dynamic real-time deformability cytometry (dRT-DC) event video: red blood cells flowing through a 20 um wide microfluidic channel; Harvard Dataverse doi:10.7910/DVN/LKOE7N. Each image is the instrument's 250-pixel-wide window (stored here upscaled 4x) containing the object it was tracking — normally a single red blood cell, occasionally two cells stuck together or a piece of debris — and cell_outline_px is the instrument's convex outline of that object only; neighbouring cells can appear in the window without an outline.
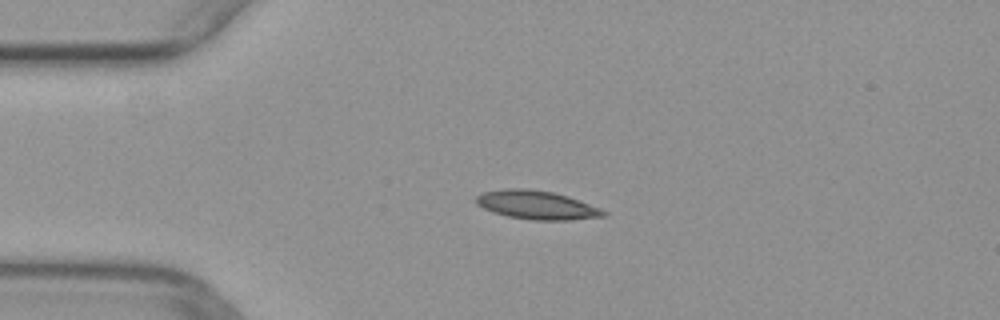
{"species": "common noctule bat (a hibernating species)", "species_latin": "Nyctalus noctula", "temperature_condition": "warm", "stored_images_in_passage": 29, "camera_frame_rate_fps": 3000, "um_per_image_px": 0.085, "animal": {"sex": "female", "body_mass_g": 29.2, "forearm_length_mm": 56.3}, "frame": {"image": 1, "passage_image": 2, "time_ms": 0.333, "image_size_px": [1000, 320], "cell_outline_px": [[608, 212], [604, 216], [572, 220], [532, 220], [508, 216], [492, 212], [476, 204], [472, 200], [480, 192], [504, 188], [528, 188], [552, 192], [568, 196], [600, 208]], "centroid_in_image_um": [45.56, 17.41], "position_along_channel_um": 39.4, "area_um2": 21.5}}
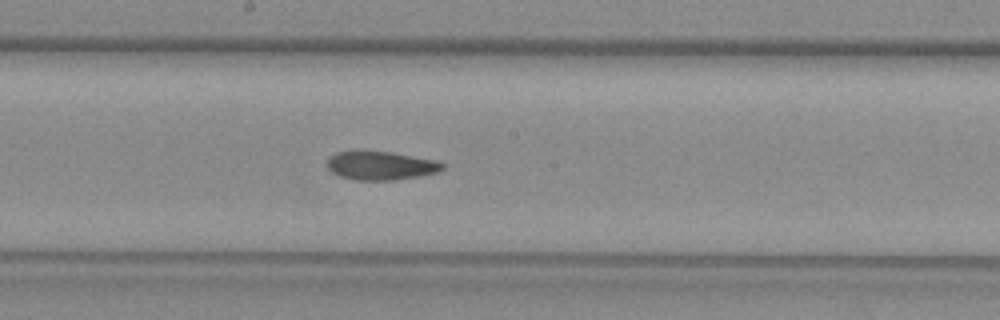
{"frame": {"image": 2, "passage_image": 17, "time_ms": 5.333, "image_size_px": [1000, 320], "cell_outline_px": [[444, 168], [436, 172], [420, 176], [392, 180], [356, 180], [340, 176], [332, 172], [328, 168], [328, 156], [336, 152], [392, 152], [436, 160], [444, 164]], "centroid_in_image_um": [32.37, 14.08], "position_along_channel_um": 215.8, "area_um2": 18.96}}
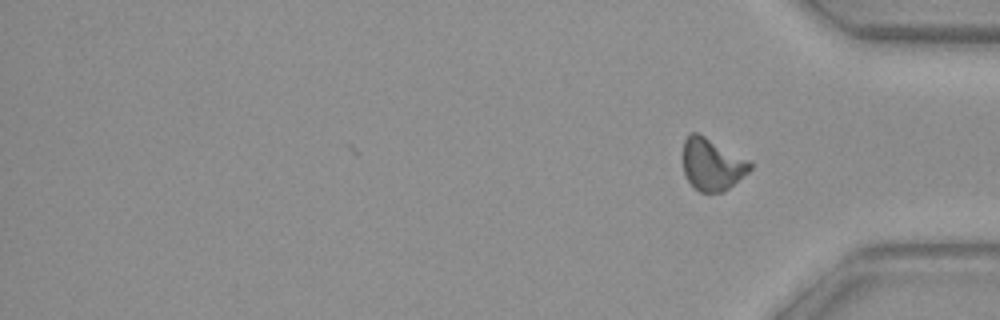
{"frame": {"image": 3, "passage_image": 29, "time_ms": 9.333, "image_size_px": [1000, 320], "cell_outline_px": [[752, 168], [748, 172], [724, 192], [700, 192], [688, 180], [684, 172], [680, 160], [680, 156], [684, 140], [692, 132], [696, 132], [704, 136], [748, 160], [752, 164]], "centroid_in_image_um": [60.46, 13.97], "position_along_channel_um": 374.7, "area_um2": 20.35}}